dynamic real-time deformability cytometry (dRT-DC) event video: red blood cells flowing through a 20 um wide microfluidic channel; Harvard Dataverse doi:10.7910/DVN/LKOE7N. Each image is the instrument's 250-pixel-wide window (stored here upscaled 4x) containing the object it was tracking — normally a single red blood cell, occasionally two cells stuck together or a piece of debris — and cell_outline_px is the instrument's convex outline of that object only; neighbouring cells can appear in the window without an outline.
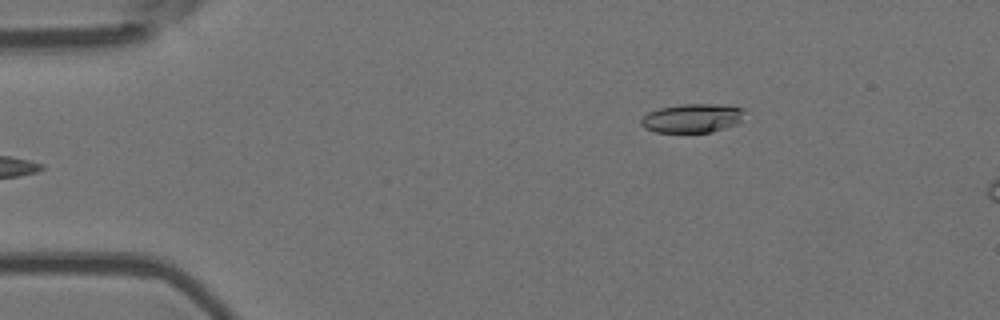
{"species": "Egyptian fruit bat (a non-hibernating species)", "species_latin": "Rousettus aegyptiacus", "temperature_condition": "room temperature", "stored_images_in_passage": 5, "camera_frame_rate_fps": 3000, "um_per_image_px": 0.085, "animal": {"sex": "female"}, "frame": {"image": 1, "passage_image": 5, "time_ms": 4.667, "image_size_px": [1000, 320], "cell_outline_px": [[744, 108], [740, 120], [736, 124], [712, 132], [656, 132], [644, 128], [640, 124], [640, 120], [648, 112], [660, 108], [680, 104], [724, 104]], "centroid_in_image_um": [58.82, 10.04], "position_along_channel_um": 26.2, "area_um2": 17.4}}